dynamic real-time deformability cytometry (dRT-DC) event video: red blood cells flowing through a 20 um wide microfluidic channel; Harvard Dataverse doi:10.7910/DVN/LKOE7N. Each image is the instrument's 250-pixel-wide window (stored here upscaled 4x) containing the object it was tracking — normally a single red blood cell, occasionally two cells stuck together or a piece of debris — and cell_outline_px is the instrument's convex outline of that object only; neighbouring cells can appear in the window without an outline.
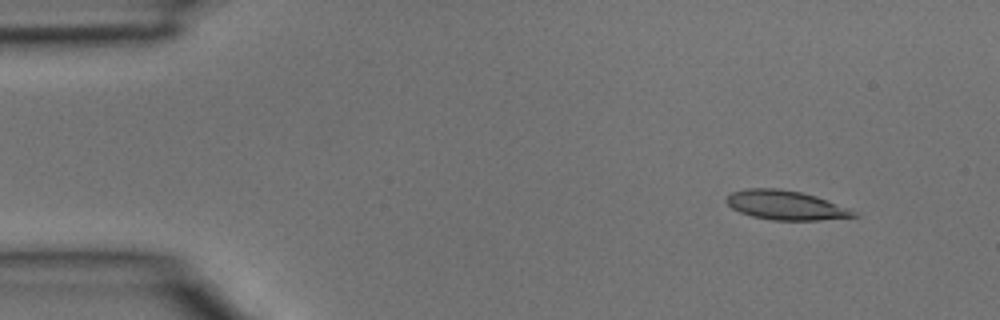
{"species": "common noctule bat (a hibernating species)", "species_latin": "Nyctalus noctula", "temperature_condition": "room temperature", "stored_images_in_passage": 4, "camera_frame_rate_fps": 3000, "um_per_image_px": 0.085, "animal": {"sex": "male", "body_mass_g": 15.6}, "frame": {"image": 1, "passage_image": 1, "time_ms": 0.0, "image_size_px": [1000, 320], "cell_outline_px": [[860, 216], [820, 220], [772, 220], [752, 216], [740, 212], [732, 208], [724, 200], [732, 192], [748, 188], [780, 188], [800, 192], [816, 196], [860, 212]], "centroid_in_image_um": [66.82, 17.44], "position_along_channel_um": 18.2, "area_um2": 21.79}}
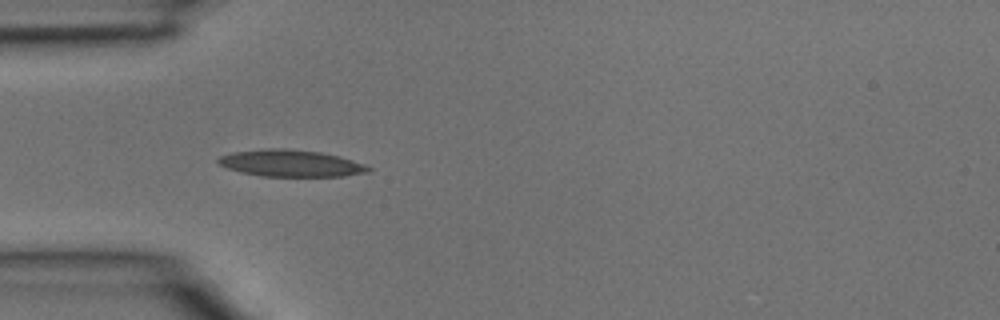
{"frame": {"image": 2, "passage_image": 3, "time_ms": 0.667, "image_size_px": [1000, 320], "cell_outline_px": [[372, 172], [344, 176], [260, 176], [240, 172], [228, 168], [220, 164], [216, 160], [220, 156], [232, 152], [268, 148], [284, 148], [320, 152], [340, 156], [364, 164], [372, 168]], "centroid_in_image_um": [24.75, 13.88], "position_along_channel_um": 60.3, "area_um2": 23.52}}
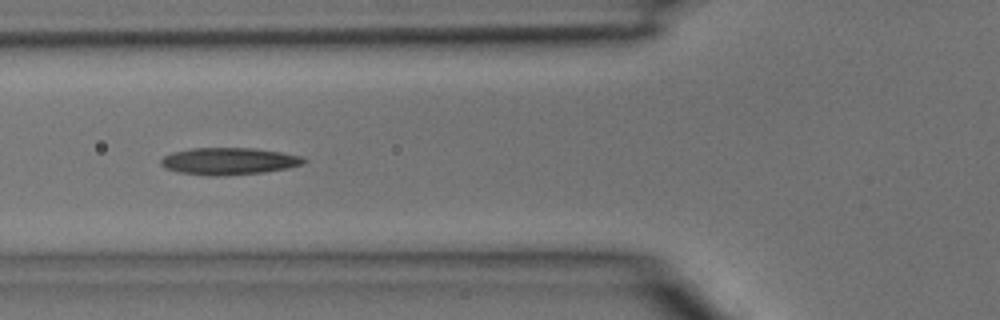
{"frame": {"image": 3, "passage_image": 4, "time_ms": 1.0, "image_size_px": [1000, 320], "cell_outline_px": [[308, 160], [304, 164], [288, 168], [264, 172], [224, 176], [208, 176], [176, 172], [164, 168], [160, 164], [160, 160], [164, 156], [172, 152], [192, 148], [256, 148], [304, 156]], "centroid_in_image_um": [19.46, 13.7], "position_along_channel_um": 106.3, "area_um2": 22.89}}